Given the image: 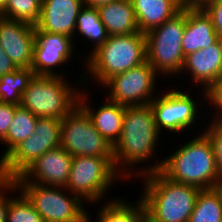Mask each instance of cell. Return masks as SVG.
<instances>
[{
	"label": "cell",
	"instance_id": "obj_1",
	"mask_svg": "<svg viewBox=\"0 0 222 222\" xmlns=\"http://www.w3.org/2000/svg\"><path fill=\"white\" fill-rule=\"evenodd\" d=\"M159 136L150 104L125 106L122 133L113 146L115 170L122 178L139 176L138 164L153 159Z\"/></svg>",
	"mask_w": 222,
	"mask_h": 222
},
{
	"label": "cell",
	"instance_id": "obj_2",
	"mask_svg": "<svg viewBox=\"0 0 222 222\" xmlns=\"http://www.w3.org/2000/svg\"><path fill=\"white\" fill-rule=\"evenodd\" d=\"M149 165L147 168H143V165L139 168V176L160 171L173 182L200 190L213 189L219 182L212 145L202 132L187 140L166 158Z\"/></svg>",
	"mask_w": 222,
	"mask_h": 222
},
{
	"label": "cell",
	"instance_id": "obj_3",
	"mask_svg": "<svg viewBox=\"0 0 222 222\" xmlns=\"http://www.w3.org/2000/svg\"><path fill=\"white\" fill-rule=\"evenodd\" d=\"M143 181L141 199L146 218L151 222H188L200 189L169 180L160 171L140 177ZM144 189V190H143Z\"/></svg>",
	"mask_w": 222,
	"mask_h": 222
},
{
	"label": "cell",
	"instance_id": "obj_4",
	"mask_svg": "<svg viewBox=\"0 0 222 222\" xmlns=\"http://www.w3.org/2000/svg\"><path fill=\"white\" fill-rule=\"evenodd\" d=\"M88 56L83 61L87 62L85 73L102 86L112 76L147 61L145 34L108 36L106 42Z\"/></svg>",
	"mask_w": 222,
	"mask_h": 222
},
{
	"label": "cell",
	"instance_id": "obj_5",
	"mask_svg": "<svg viewBox=\"0 0 222 222\" xmlns=\"http://www.w3.org/2000/svg\"><path fill=\"white\" fill-rule=\"evenodd\" d=\"M64 77L35 75L23 92L20 105L37 117L62 120L78 105L81 92Z\"/></svg>",
	"mask_w": 222,
	"mask_h": 222
},
{
	"label": "cell",
	"instance_id": "obj_6",
	"mask_svg": "<svg viewBox=\"0 0 222 222\" xmlns=\"http://www.w3.org/2000/svg\"><path fill=\"white\" fill-rule=\"evenodd\" d=\"M185 25L186 8H182L173 18L145 34L147 62L165 78L180 76L185 58L182 50Z\"/></svg>",
	"mask_w": 222,
	"mask_h": 222
},
{
	"label": "cell",
	"instance_id": "obj_7",
	"mask_svg": "<svg viewBox=\"0 0 222 222\" xmlns=\"http://www.w3.org/2000/svg\"><path fill=\"white\" fill-rule=\"evenodd\" d=\"M13 183L17 190L22 192L33 204L35 210L41 215L43 222L92 221L88 215V209L86 210L83 206L85 202L65 187L46 186L33 182Z\"/></svg>",
	"mask_w": 222,
	"mask_h": 222
},
{
	"label": "cell",
	"instance_id": "obj_8",
	"mask_svg": "<svg viewBox=\"0 0 222 222\" xmlns=\"http://www.w3.org/2000/svg\"><path fill=\"white\" fill-rule=\"evenodd\" d=\"M121 177L115 170L114 157L75 156L65 188L84 202L94 204L102 201Z\"/></svg>",
	"mask_w": 222,
	"mask_h": 222
},
{
	"label": "cell",
	"instance_id": "obj_9",
	"mask_svg": "<svg viewBox=\"0 0 222 222\" xmlns=\"http://www.w3.org/2000/svg\"><path fill=\"white\" fill-rule=\"evenodd\" d=\"M61 121L38 117L33 134L16 145L0 163V180L13 181L45 152L60 146Z\"/></svg>",
	"mask_w": 222,
	"mask_h": 222
},
{
	"label": "cell",
	"instance_id": "obj_10",
	"mask_svg": "<svg viewBox=\"0 0 222 222\" xmlns=\"http://www.w3.org/2000/svg\"><path fill=\"white\" fill-rule=\"evenodd\" d=\"M60 146L73 157H114L113 146L96 130L79 105L61 121Z\"/></svg>",
	"mask_w": 222,
	"mask_h": 222
},
{
	"label": "cell",
	"instance_id": "obj_11",
	"mask_svg": "<svg viewBox=\"0 0 222 222\" xmlns=\"http://www.w3.org/2000/svg\"><path fill=\"white\" fill-rule=\"evenodd\" d=\"M158 76L146 61L108 79L102 85L110 91L105 98L123 106L147 105L157 96L153 93H156Z\"/></svg>",
	"mask_w": 222,
	"mask_h": 222
},
{
	"label": "cell",
	"instance_id": "obj_12",
	"mask_svg": "<svg viewBox=\"0 0 222 222\" xmlns=\"http://www.w3.org/2000/svg\"><path fill=\"white\" fill-rule=\"evenodd\" d=\"M177 88L174 90H165L157 94L149 104L154 114L157 130L170 131V133H181L190 129L196 124L198 117L199 104L192 98L189 91H182ZM198 105V106H197Z\"/></svg>",
	"mask_w": 222,
	"mask_h": 222
},
{
	"label": "cell",
	"instance_id": "obj_13",
	"mask_svg": "<svg viewBox=\"0 0 222 222\" xmlns=\"http://www.w3.org/2000/svg\"><path fill=\"white\" fill-rule=\"evenodd\" d=\"M32 70L37 76H65L59 65L66 64L74 55L73 39L64 35L44 32L35 27ZM74 44V45H73Z\"/></svg>",
	"mask_w": 222,
	"mask_h": 222
},
{
	"label": "cell",
	"instance_id": "obj_14",
	"mask_svg": "<svg viewBox=\"0 0 222 222\" xmlns=\"http://www.w3.org/2000/svg\"><path fill=\"white\" fill-rule=\"evenodd\" d=\"M73 156L61 146L45 152L12 182L66 187Z\"/></svg>",
	"mask_w": 222,
	"mask_h": 222
},
{
	"label": "cell",
	"instance_id": "obj_15",
	"mask_svg": "<svg viewBox=\"0 0 222 222\" xmlns=\"http://www.w3.org/2000/svg\"><path fill=\"white\" fill-rule=\"evenodd\" d=\"M35 26L0 16V45L18 68H31Z\"/></svg>",
	"mask_w": 222,
	"mask_h": 222
},
{
	"label": "cell",
	"instance_id": "obj_16",
	"mask_svg": "<svg viewBox=\"0 0 222 222\" xmlns=\"http://www.w3.org/2000/svg\"><path fill=\"white\" fill-rule=\"evenodd\" d=\"M190 73L194 86H203L202 94L205 103V91L222 78V39H218L207 48L188 54L184 58L181 73Z\"/></svg>",
	"mask_w": 222,
	"mask_h": 222
},
{
	"label": "cell",
	"instance_id": "obj_17",
	"mask_svg": "<svg viewBox=\"0 0 222 222\" xmlns=\"http://www.w3.org/2000/svg\"><path fill=\"white\" fill-rule=\"evenodd\" d=\"M83 0H42L40 18L35 27L41 31L75 38L76 19Z\"/></svg>",
	"mask_w": 222,
	"mask_h": 222
},
{
	"label": "cell",
	"instance_id": "obj_18",
	"mask_svg": "<svg viewBox=\"0 0 222 222\" xmlns=\"http://www.w3.org/2000/svg\"><path fill=\"white\" fill-rule=\"evenodd\" d=\"M88 94L81 90L78 105L88 114L96 130L114 146L122 133L125 106L105 98L104 104L96 110L89 104Z\"/></svg>",
	"mask_w": 222,
	"mask_h": 222
},
{
	"label": "cell",
	"instance_id": "obj_19",
	"mask_svg": "<svg viewBox=\"0 0 222 222\" xmlns=\"http://www.w3.org/2000/svg\"><path fill=\"white\" fill-rule=\"evenodd\" d=\"M218 39L211 17L202 7L186 8V25L182 38L184 57L207 48Z\"/></svg>",
	"mask_w": 222,
	"mask_h": 222
},
{
	"label": "cell",
	"instance_id": "obj_20",
	"mask_svg": "<svg viewBox=\"0 0 222 222\" xmlns=\"http://www.w3.org/2000/svg\"><path fill=\"white\" fill-rule=\"evenodd\" d=\"M139 32L146 34L182 10L178 0H131Z\"/></svg>",
	"mask_w": 222,
	"mask_h": 222
},
{
	"label": "cell",
	"instance_id": "obj_21",
	"mask_svg": "<svg viewBox=\"0 0 222 222\" xmlns=\"http://www.w3.org/2000/svg\"><path fill=\"white\" fill-rule=\"evenodd\" d=\"M97 10L109 36L139 32L131 0H113Z\"/></svg>",
	"mask_w": 222,
	"mask_h": 222
},
{
	"label": "cell",
	"instance_id": "obj_22",
	"mask_svg": "<svg viewBox=\"0 0 222 222\" xmlns=\"http://www.w3.org/2000/svg\"><path fill=\"white\" fill-rule=\"evenodd\" d=\"M120 199L114 198L111 199L112 201L109 199V201H106L107 203L101 205L96 222H142L144 220L146 210L141 198L134 204Z\"/></svg>",
	"mask_w": 222,
	"mask_h": 222
},
{
	"label": "cell",
	"instance_id": "obj_23",
	"mask_svg": "<svg viewBox=\"0 0 222 222\" xmlns=\"http://www.w3.org/2000/svg\"><path fill=\"white\" fill-rule=\"evenodd\" d=\"M37 119L38 117L28 109L21 105H15V114L9 126L7 135L1 140V143L6 145L7 148L5 152H3V155H1L0 163L16 145L25 141L33 134Z\"/></svg>",
	"mask_w": 222,
	"mask_h": 222
},
{
	"label": "cell",
	"instance_id": "obj_24",
	"mask_svg": "<svg viewBox=\"0 0 222 222\" xmlns=\"http://www.w3.org/2000/svg\"><path fill=\"white\" fill-rule=\"evenodd\" d=\"M75 32L81 37L88 39L86 42H91L93 46L91 53L94 52L99 46L104 44L108 38L105 25L99 17V12L96 7H89L84 5L80 10L76 19ZM79 32V33H78Z\"/></svg>",
	"mask_w": 222,
	"mask_h": 222
},
{
	"label": "cell",
	"instance_id": "obj_25",
	"mask_svg": "<svg viewBox=\"0 0 222 222\" xmlns=\"http://www.w3.org/2000/svg\"><path fill=\"white\" fill-rule=\"evenodd\" d=\"M35 76L31 68H17L0 76V102L20 105L22 94Z\"/></svg>",
	"mask_w": 222,
	"mask_h": 222
},
{
	"label": "cell",
	"instance_id": "obj_26",
	"mask_svg": "<svg viewBox=\"0 0 222 222\" xmlns=\"http://www.w3.org/2000/svg\"><path fill=\"white\" fill-rule=\"evenodd\" d=\"M222 199L215 188L200 190L188 222H221Z\"/></svg>",
	"mask_w": 222,
	"mask_h": 222
},
{
	"label": "cell",
	"instance_id": "obj_27",
	"mask_svg": "<svg viewBox=\"0 0 222 222\" xmlns=\"http://www.w3.org/2000/svg\"><path fill=\"white\" fill-rule=\"evenodd\" d=\"M42 0H7L1 17L35 26L40 18Z\"/></svg>",
	"mask_w": 222,
	"mask_h": 222
},
{
	"label": "cell",
	"instance_id": "obj_28",
	"mask_svg": "<svg viewBox=\"0 0 222 222\" xmlns=\"http://www.w3.org/2000/svg\"><path fill=\"white\" fill-rule=\"evenodd\" d=\"M20 193H14L17 196H9L6 222H43L41 215L35 210L33 204L22 192Z\"/></svg>",
	"mask_w": 222,
	"mask_h": 222
},
{
	"label": "cell",
	"instance_id": "obj_29",
	"mask_svg": "<svg viewBox=\"0 0 222 222\" xmlns=\"http://www.w3.org/2000/svg\"><path fill=\"white\" fill-rule=\"evenodd\" d=\"M208 127H205L204 131L201 130L209 139L213 154L215 157V166L218 181L222 180V122L211 121Z\"/></svg>",
	"mask_w": 222,
	"mask_h": 222
},
{
	"label": "cell",
	"instance_id": "obj_30",
	"mask_svg": "<svg viewBox=\"0 0 222 222\" xmlns=\"http://www.w3.org/2000/svg\"><path fill=\"white\" fill-rule=\"evenodd\" d=\"M205 99L209 101L210 105L213 104L211 105L212 110L216 109L212 120L222 122V78L205 91Z\"/></svg>",
	"mask_w": 222,
	"mask_h": 222
},
{
	"label": "cell",
	"instance_id": "obj_31",
	"mask_svg": "<svg viewBox=\"0 0 222 222\" xmlns=\"http://www.w3.org/2000/svg\"><path fill=\"white\" fill-rule=\"evenodd\" d=\"M202 8L211 17L214 30L222 39V0H209Z\"/></svg>",
	"mask_w": 222,
	"mask_h": 222
},
{
	"label": "cell",
	"instance_id": "obj_32",
	"mask_svg": "<svg viewBox=\"0 0 222 222\" xmlns=\"http://www.w3.org/2000/svg\"><path fill=\"white\" fill-rule=\"evenodd\" d=\"M16 190L17 187L12 181L0 180V222H6L9 206L8 194L14 191L16 192Z\"/></svg>",
	"mask_w": 222,
	"mask_h": 222
},
{
	"label": "cell",
	"instance_id": "obj_33",
	"mask_svg": "<svg viewBox=\"0 0 222 222\" xmlns=\"http://www.w3.org/2000/svg\"><path fill=\"white\" fill-rule=\"evenodd\" d=\"M14 114V104L0 102V141L7 135Z\"/></svg>",
	"mask_w": 222,
	"mask_h": 222
},
{
	"label": "cell",
	"instance_id": "obj_34",
	"mask_svg": "<svg viewBox=\"0 0 222 222\" xmlns=\"http://www.w3.org/2000/svg\"><path fill=\"white\" fill-rule=\"evenodd\" d=\"M17 68L0 45V76L11 73Z\"/></svg>",
	"mask_w": 222,
	"mask_h": 222
},
{
	"label": "cell",
	"instance_id": "obj_35",
	"mask_svg": "<svg viewBox=\"0 0 222 222\" xmlns=\"http://www.w3.org/2000/svg\"><path fill=\"white\" fill-rule=\"evenodd\" d=\"M209 0H178L182 8L203 7Z\"/></svg>",
	"mask_w": 222,
	"mask_h": 222
},
{
	"label": "cell",
	"instance_id": "obj_36",
	"mask_svg": "<svg viewBox=\"0 0 222 222\" xmlns=\"http://www.w3.org/2000/svg\"><path fill=\"white\" fill-rule=\"evenodd\" d=\"M84 4L89 7H99L106 3L112 2L113 0H83Z\"/></svg>",
	"mask_w": 222,
	"mask_h": 222
},
{
	"label": "cell",
	"instance_id": "obj_37",
	"mask_svg": "<svg viewBox=\"0 0 222 222\" xmlns=\"http://www.w3.org/2000/svg\"><path fill=\"white\" fill-rule=\"evenodd\" d=\"M215 189H216L217 192L220 194L221 199H222V180L219 181V182L216 184Z\"/></svg>",
	"mask_w": 222,
	"mask_h": 222
},
{
	"label": "cell",
	"instance_id": "obj_38",
	"mask_svg": "<svg viewBox=\"0 0 222 222\" xmlns=\"http://www.w3.org/2000/svg\"><path fill=\"white\" fill-rule=\"evenodd\" d=\"M7 0H0V13L4 10Z\"/></svg>",
	"mask_w": 222,
	"mask_h": 222
},
{
	"label": "cell",
	"instance_id": "obj_39",
	"mask_svg": "<svg viewBox=\"0 0 222 222\" xmlns=\"http://www.w3.org/2000/svg\"><path fill=\"white\" fill-rule=\"evenodd\" d=\"M142 222H151V221L145 217Z\"/></svg>",
	"mask_w": 222,
	"mask_h": 222
}]
</instances>
